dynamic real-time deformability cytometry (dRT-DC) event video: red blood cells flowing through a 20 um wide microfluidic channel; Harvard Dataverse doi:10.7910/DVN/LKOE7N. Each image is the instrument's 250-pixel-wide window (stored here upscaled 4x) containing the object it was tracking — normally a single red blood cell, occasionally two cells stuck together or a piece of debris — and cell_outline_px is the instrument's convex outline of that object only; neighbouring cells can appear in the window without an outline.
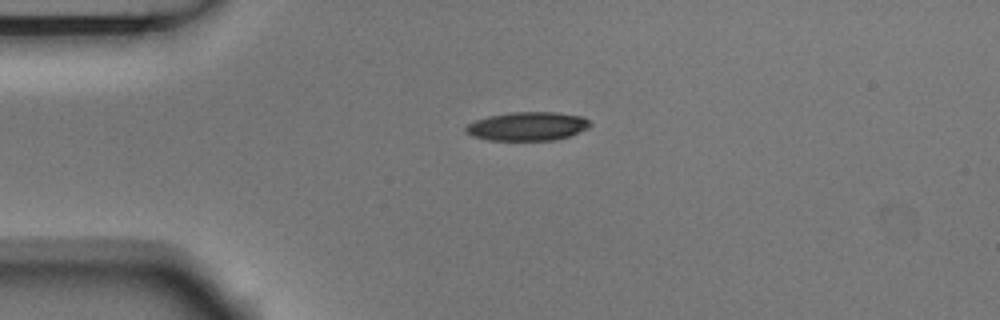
{"species": "Egyptian fruit bat (a non-hibernating species)", "species_latin": "Rousettus aegyptiacus", "temperature_condition": "room temperature", "stored_images_in_passage": 5, "camera_frame_rate_fps": 3000, "um_per_image_px": 0.085, "animal": {"sex": "male"}, "frame": {"image": 1, "passage_image": 5, "time_ms": 1.333, "image_size_px": [1000, 320], "cell_outline_px": [[592, 124], [588, 128], [568, 136], [556, 140], [488, 140], [472, 136], [464, 132], [464, 128], [468, 124], [476, 120], [488, 116], [512, 112], [556, 112], [584, 116]], "centroid_in_image_um": [44.83, 10.73], "position_along_channel_um": 40.2, "area_um2": 20.87}}